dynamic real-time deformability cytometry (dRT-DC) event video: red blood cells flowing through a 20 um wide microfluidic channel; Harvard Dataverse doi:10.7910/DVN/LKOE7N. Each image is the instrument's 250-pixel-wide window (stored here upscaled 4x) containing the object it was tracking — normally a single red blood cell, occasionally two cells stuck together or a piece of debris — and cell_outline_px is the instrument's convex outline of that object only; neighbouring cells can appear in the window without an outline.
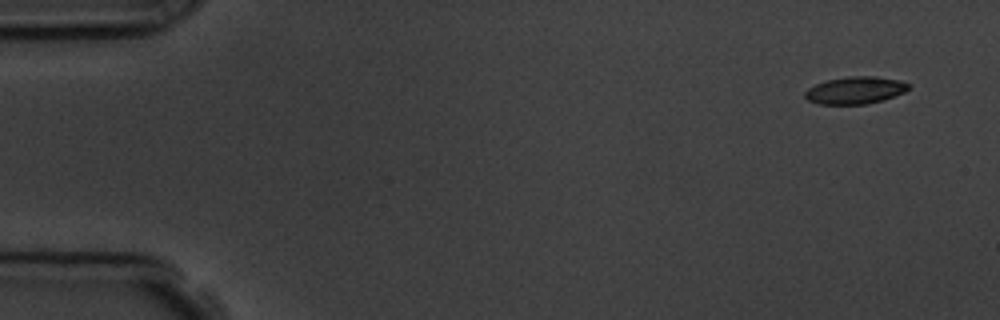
{"species": "common noctule bat (a hibernating species)", "species_latin": "Nyctalus noctula", "temperature_condition": "room temperature", "stored_images_in_passage": 5, "camera_frame_rate_fps": 3000, "um_per_image_px": 0.085, "animal": {"sex": "male", "body_mass_g": 19.5, "forearm_length_mm": 54.6}, "frame": {"image": 1, "passage_image": 1, "time_ms": 0.0, "image_size_px": [1000, 320], "cell_outline_px": [[912, 84], [904, 92], [884, 100], [868, 104], [816, 104], [808, 100], [804, 96], [804, 92], [808, 88], [816, 84], [828, 80], [848, 76], [876, 76], [900, 80]], "centroid_in_image_um": [72.71, 7.67], "position_along_channel_um": 12.3, "area_um2": 16.59}}
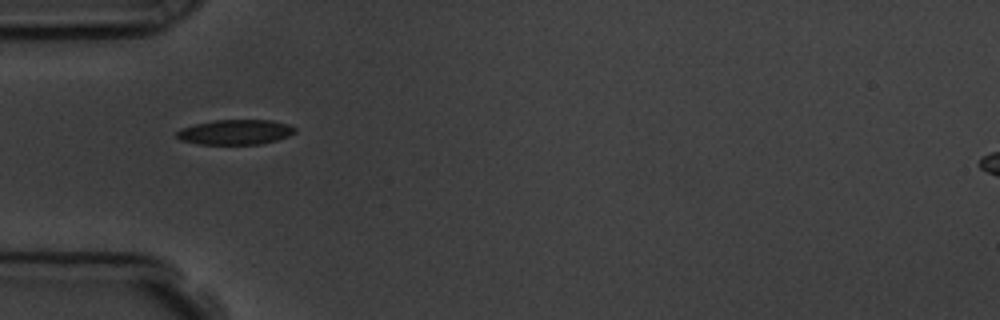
{"frame": {"image": 2, "passage_image": 5, "time_ms": 4.667, "image_size_px": [1000, 320], "cell_outline_px": [[296, 132], [288, 136], [276, 140], [260, 144], [196, 144], [180, 140], [176, 136], [176, 132], [180, 128], [192, 124], [212, 120], [272, 120], [288, 124], [296, 128]], "centroid_in_image_um": [19.97, 11.22], "position_along_channel_um": 65.0, "area_um2": 17.4}}